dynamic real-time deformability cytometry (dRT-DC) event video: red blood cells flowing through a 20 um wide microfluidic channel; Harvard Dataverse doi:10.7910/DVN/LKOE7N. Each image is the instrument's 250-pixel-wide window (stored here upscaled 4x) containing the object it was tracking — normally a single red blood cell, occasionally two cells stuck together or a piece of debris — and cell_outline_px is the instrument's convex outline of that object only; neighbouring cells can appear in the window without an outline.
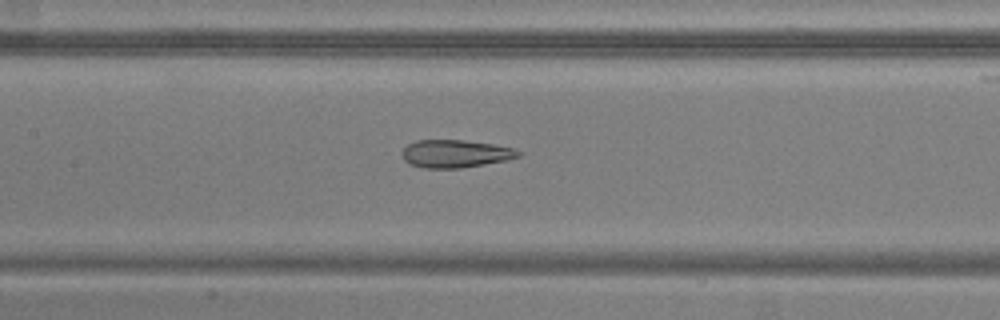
{"species": "common noctule bat (a hibernating species)", "species_latin": "Nyctalus noctula", "temperature_condition": "warm", "stored_images_in_passage": 45, "camera_frame_rate_fps": 3000, "um_per_image_px": 0.085, "animal": {"sex": "male", "body_mass_g": 20.5, "forearm_length_mm": 52.5}, "frame": {"image": 1, "passage_image": 15, "time_ms": 4.667, "image_size_px": [1000, 320], "cell_outline_px": [[524, 152], [520, 156], [508, 160], [460, 168], [424, 168], [408, 164], [404, 160], [400, 152], [408, 144], [416, 140], [464, 140], [492, 144], [512, 148]], "centroid_in_image_um": [38.69, 13.07], "position_along_channel_um": 168.7, "area_um2": 18.96}}
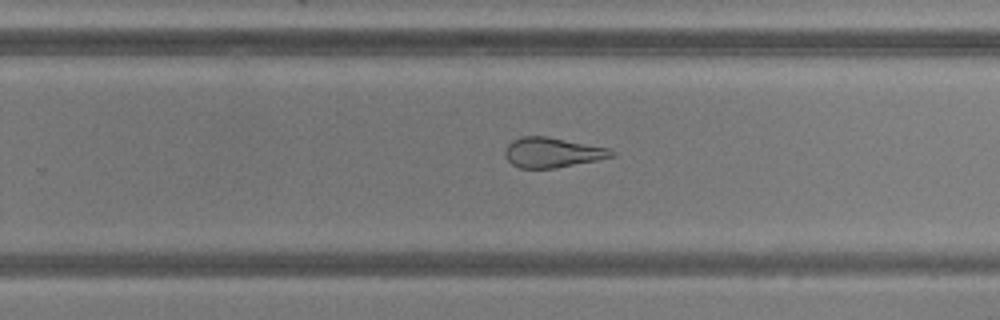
{"frame": {"image": 2, "passage_image": 24, "time_ms": 7.667, "image_size_px": [1000, 320], "cell_outline_px": [[616, 156], [596, 160], [552, 168], [520, 168], [512, 164], [508, 160], [504, 152], [508, 144], [512, 140], [520, 136], [544, 136], [608, 148], [616, 152]], "centroid_in_image_um": [46.93, 12.96], "position_along_channel_um": 282.9, "area_um2": 18.32}}
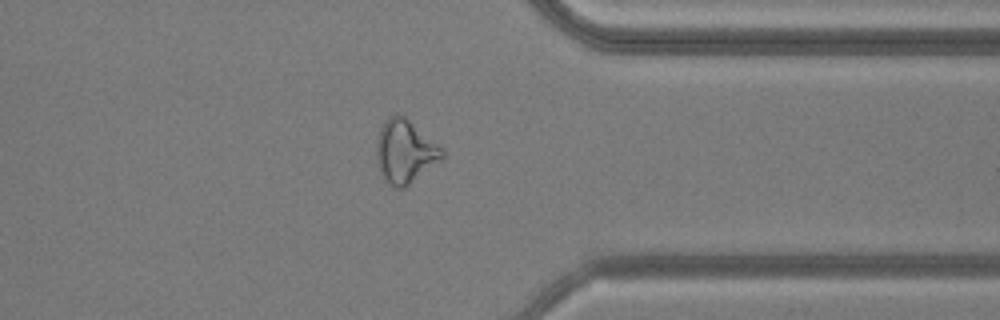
{"frame": {"image": 3, "passage_image": 32, "time_ms": 10.333, "image_size_px": [1000, 320], "cell_outline_px": [[444, 156], [440, 160], [404, 188], [396, 188], [380, 172], [376, 164], [376, 144], [380, 128], [384, 120], [388, 116], [396, 112], [404, 116], [436, 144], [444, 152]], "centroid_in_image_um": [34.37, 12.85], "position_along_channel_um": 377.0, "area_um2": 23.64}, "authors_computed_cell_mechanics": {"area_um2": 21.6172, "velocity_mm_per_s": 3.8242, "shape_relaxation_time_tau1_ms": null, "shape_relaxation_time_tau2_ms": 2.1919, "deformation_change_tau1": null, "deformation_change_tau2": 0.1043}}